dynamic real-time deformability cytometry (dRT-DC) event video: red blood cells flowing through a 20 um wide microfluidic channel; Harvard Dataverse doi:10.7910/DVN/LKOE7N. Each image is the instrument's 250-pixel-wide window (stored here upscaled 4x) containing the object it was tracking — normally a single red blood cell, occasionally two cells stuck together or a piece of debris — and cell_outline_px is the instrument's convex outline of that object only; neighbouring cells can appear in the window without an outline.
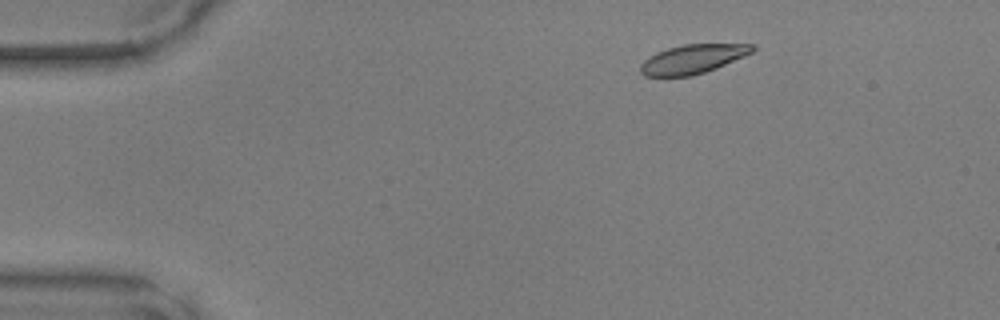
{"species": "common noctule bat (a hibernating species)", "species_latin": "Nyctalus noctula", "temperature_condition": "warm", "stored_images_in_passage": 46, "camera_frame_rate_fps": 3000, "um_per_image_px": 0.085, "animal": {"sex": "male", "body_mass_g": 17.9, "forearm_length_mm": 54.2}, "frame": {"image": 1, "passage_image": 5, "time_ms": 1.333, "image_size_px": [1000, 320], "cell_outline_px": [[756, 48], [752, 52], [744, 56], [716, 68], [692, 76], [644, 76], [640, 72], [640, 64], [644, 60], [656, 52], [668, 48], [684, 44], [756, 44]], "centroid_in_image_um": [58.87, 5.01], "position_along_channel_um": 26.1, "area_um2": 18.9}}
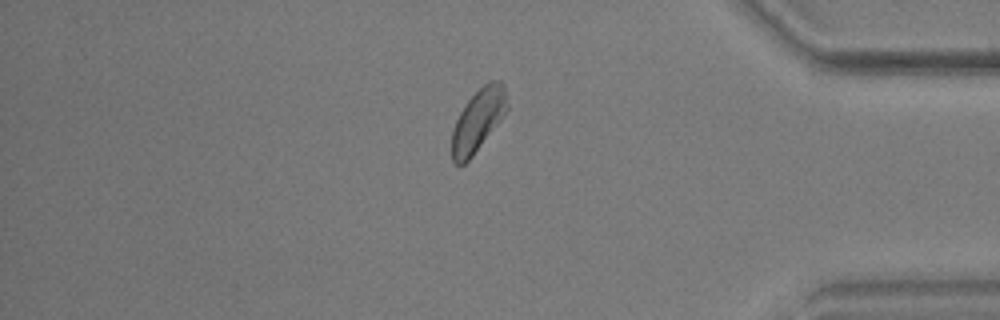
{"frame": {"image": 2, "passage_image": 39, "time_ms": 12.667, "image_size_px": [1000, 320], "cell_outline_px": [[508, 108], [500, 120], [472, 156], [464, 164], [456, 164], [452, 160], [452, 132], [456, 120], [460, 112], [468, 100], [488, 80], [500, 80], [504, 84], [508, 104]], "centroid_in_image_um": [40.64, 10.19], "position_along_channel_um": 394.6, "area_um2": 19.77}}
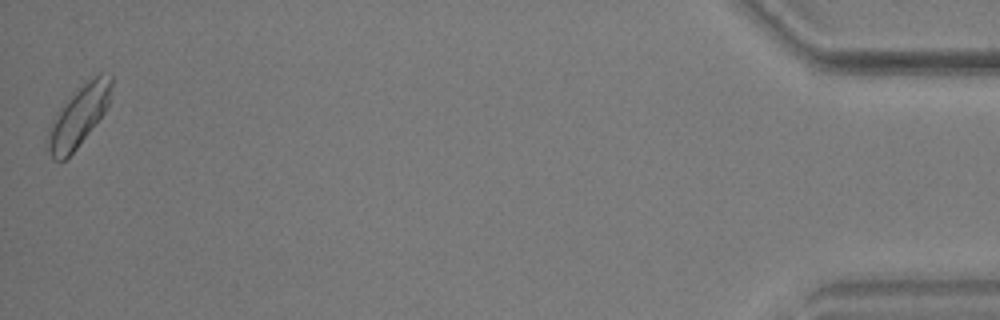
{"frame": {"image": 3, "passage_image": 46, "time_ms": 15.0, "image_size_px": [1000, 320], "cell_outline_px": [[112, 88], [108, 104], [104, 112], [76, 148], [64, 160], [56, 160], [52, 156], [44, 140], [48, 128], [60, 108], [84, 80], [100, 72], [112, 72]], "centroid_in_image_um": [6.69, 9.79], "position_along_channel_um": 428.5, "area_um2": 22.48}}